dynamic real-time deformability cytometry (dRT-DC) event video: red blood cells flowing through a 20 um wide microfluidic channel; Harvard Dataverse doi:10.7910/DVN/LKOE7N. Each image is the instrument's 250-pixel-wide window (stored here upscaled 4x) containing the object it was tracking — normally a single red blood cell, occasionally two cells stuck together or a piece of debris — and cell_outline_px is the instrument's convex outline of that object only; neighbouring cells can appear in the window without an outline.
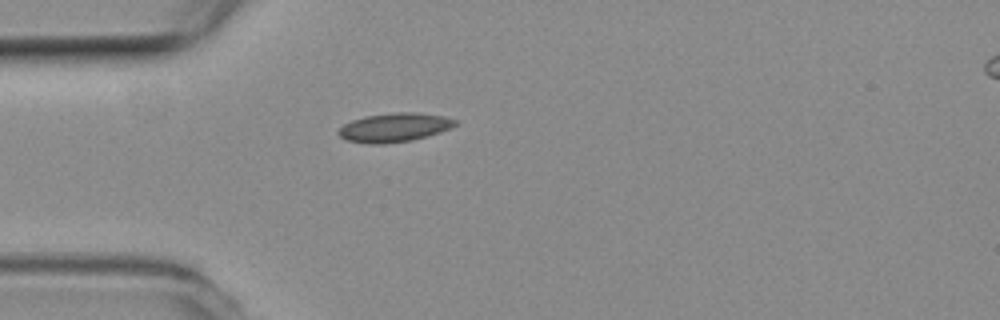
{"species": "common noctule bat (a hibernating species)", "species_latin": "Nyctalus noctula", "temperature_condition": "room temperature", "stored_images_in_passage": 1, "camera_frame_rate_fps": 3000, "um_per_image_px": 0.085, "animal": {"sex": "female", "body_mass_g": 19.3, "forearm_length_mm": 54.1}, "frame": {"image": 1, "passage_image": 1, "time_ms": 0.0, "image_size_px": [1000, 320], "cell_outline_px": [[456, 124], [452, 128], [428, 136], [412, 140], [384, 144], [368, 144], [344, 140], [336, 132], [344, 124], [352, 120], [364, 116], [392, 112], [416, 112], [444, 116], [456, 120]], "centroid_in_image_um": [33.5, 10.84], "position_along_channel_um": 51.5, "area_um2": 19.88}}